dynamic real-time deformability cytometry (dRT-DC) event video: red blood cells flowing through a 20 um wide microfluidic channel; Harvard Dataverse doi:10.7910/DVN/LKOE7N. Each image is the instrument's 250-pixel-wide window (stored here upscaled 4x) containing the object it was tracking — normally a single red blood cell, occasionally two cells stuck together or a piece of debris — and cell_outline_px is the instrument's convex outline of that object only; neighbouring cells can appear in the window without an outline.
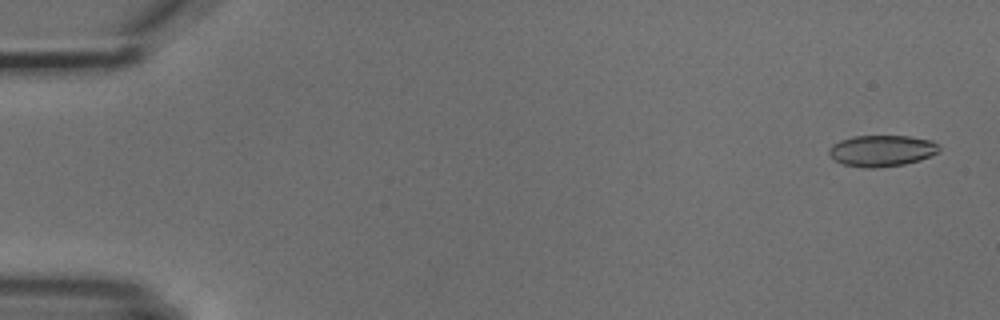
{"species": "common noctule bat (a hibernating species)", "species_latin": "Nyctalus noctula", "temperature_condition": "cold", "stored_images_in_passage": 5, "camera_frame_rate_fps": 3000, "um_per_image_px": 0.085, "animal": {"sex": "male", "body_mass_g": 18.8}, "frame": {"image": 1, "passage_image": 1, "time_ms": 0.0, "image_size_px": [1000, 320], "cell_outline_px": [[940, 148], [936, 152], [920, 160], [904, 164], [876, 168], [864, 168], [844, 164], [836, 160], [828, 152], [828, 148], [832, 144], [840, 140], [852, 136], [908, 136], [932, 140], [940, 144]], "centroid_in_image_um": [74.95, 12.8], "position_along_channel_um": 10.1, "area_um2": 20.06}}
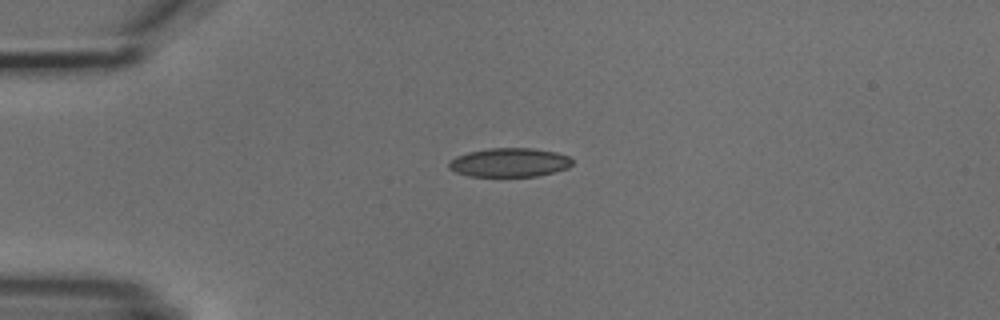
{"frame": {"image": 2, "passage_image": 4, "time_ms": 3.667, "image_size_px": [1000, 320], "cell_outline_px": [[572, 164], [568, 168], [556, 172], [536, 176], [468, 176], [456, 172], [448, 168], [448, 164], [456, 156], [468, 152], [488, 148], [532, 148], [556, 152], [568, 156], [572, 160]], "centroid_in_image_um": [43.31, 13.81], "position_along_channel_um": 41.7, "area_um2": 20.81}}